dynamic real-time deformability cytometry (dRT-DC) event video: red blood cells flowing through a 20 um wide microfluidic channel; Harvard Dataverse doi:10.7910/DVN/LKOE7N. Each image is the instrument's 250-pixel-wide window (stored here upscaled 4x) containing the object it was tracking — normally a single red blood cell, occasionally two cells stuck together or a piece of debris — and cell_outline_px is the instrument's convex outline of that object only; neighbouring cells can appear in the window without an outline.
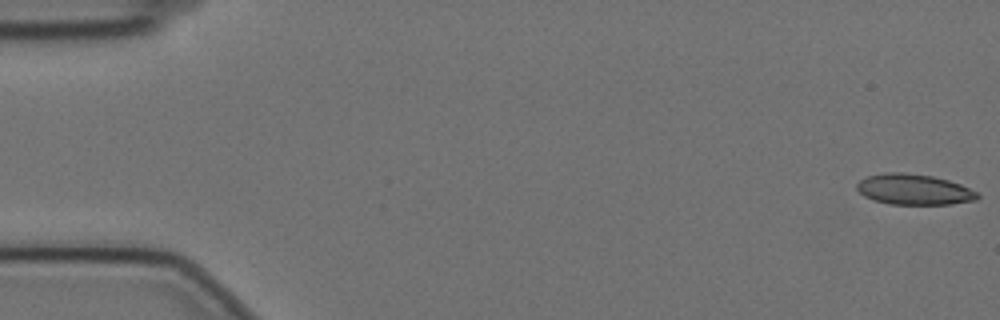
{"species": "Egyptian fruit bat (a non-hibernating species)", "species_latin": "Rousettus aegyptiacus", "temperature_condition": "cold", "stored_images_in_passage": 57, "camera_frame_rate_fps": 3000, "um_per_image_px": 0.085, "animal": {"sex": "female"}, "frame": {"image": 1, "passage_image": 1, "time_ms": 0.0, "image_size_px": [1000, 320], "cell_outline_px": [[980, 196], [976, 200], [952, 204], [888, 204], [872, 200], [864, 196], [856, 188], [856, 184], [860, 180], [868, 176], [884, 172], [904, 172], [932, 176], [948, 180], [960, 184], [976, 192]], "centroid_in_image_um": [77.66, 16.1], "position_along_channel_um": 7.3, "area_um2": 21.56}}
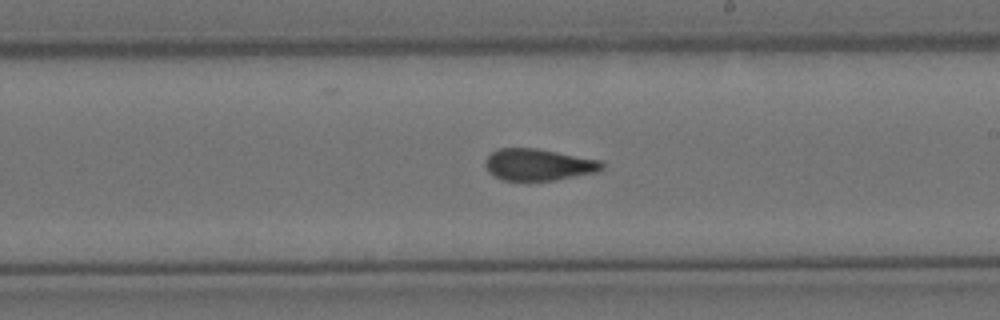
{"frame": {"image": 2, "passage_image": 33, "time_ms": 10.667, "image_size_px": [1000, 320], "cell_outline_px": [[604, 168], [600, 172], [556, 180], [504, 180], [488, 172], [484, 164], [484, 160], [492, 152], [500, 148], [536, 148], [604, 160]], "centroid_in_image_um": [45.84, 13.99], "position_along_channel_um": 243.2, "area_um2": 21.85}}
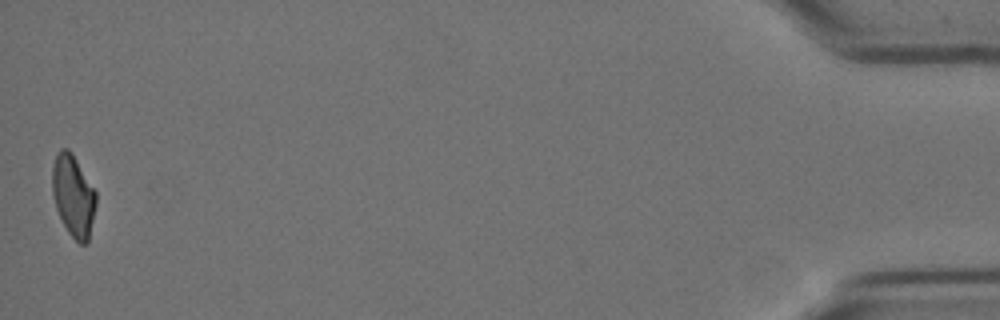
{"frame": {"image": 3, "passage_image": 57, "time_ms": 18.667, "image_size_px": [1000, 320], "cell_outline_px": [[96, 204], [88, 244], [80, 244], [68, 232], [56, 208], [52, 192], [52, 164], [56, 152], [60, 148], [68, 148], [72, 152], [96, 192]], "centroid_in_image_um": [6.22, 16.61], "position_along_channel_um": 429.0, "area_um2": 20.92}, "authors_computed_cell_mechanics": {"area_um2": 21.964, "velocity_mm_per_s": 3.5142, "shape_relaxation_time_tau1_ms": 10.6555, "shape_relaxation_time_tau2_ms": 1.8094, "deformation_change_tau1": 0.2011, "deformation_change_tau2": 0.0795}}